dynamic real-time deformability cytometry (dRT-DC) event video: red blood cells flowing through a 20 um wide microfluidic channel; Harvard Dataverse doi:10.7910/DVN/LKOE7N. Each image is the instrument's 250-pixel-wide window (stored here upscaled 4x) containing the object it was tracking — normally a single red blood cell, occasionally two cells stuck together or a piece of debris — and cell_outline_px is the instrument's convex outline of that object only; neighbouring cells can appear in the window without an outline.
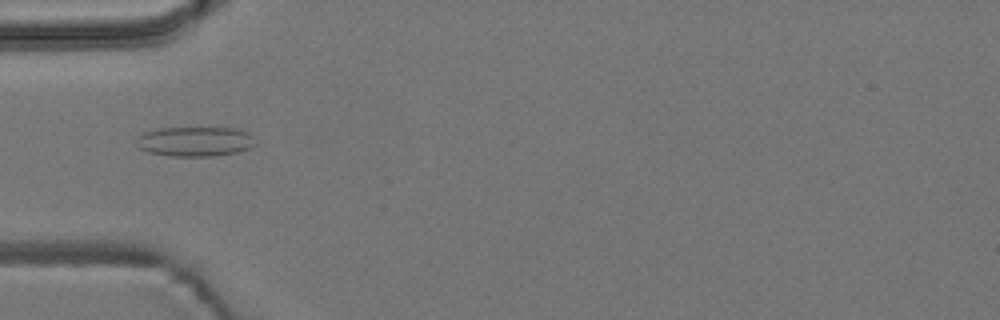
{"species": "common noctule bat (a hibernating species)", "species_latin": "Nyctalus noctula", "temperature_condition": "room temperature", "stored_images_in_passage": 8, "camera_frame_rate_fps": 3000, "um_per_image_px": 0.085, "animal": {"sex": "male", "body_mass_g": 19.2, "forearm_length_mm": 51.8}, "frame": {"image": 1, "passage_image": 5, "time_ms": 1.333, "image_size_px": [1000, 320], "cell_outline_px": [[256, 144], [252, 148], [236, 152], [212, 156], [168, 156], [148, 152], [140, 148], [136, 144], [136, 140], [144, 132], [156, 128], [240, 128], [248, 132], [252, 136]], "centroid_in_image_um": [16.6, 12.02], "position_along_channel_um": 68.4, "area_um2": 20.75}}
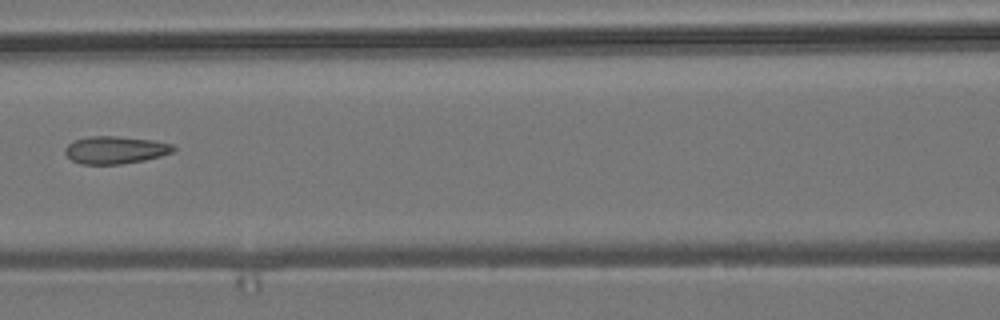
{"frame": {"image": 2, "passage_image": 7, "time_ms": 2.0, "image_size_px": [1000, 320], "cell_outline_px": [[176, 148], [172, 152], [160, 156], [144, 160], [120, 164], [80, 164], [72, 160], [64, 152], [64, 148], [68, 144], [76, 140], [88, 136], [116, 136], [152, 140], [172, 144]], "centroid_in_image_um": [9.78, 12.74], "position_along_channel_um": 156.8, "area_um2": 17.28}}
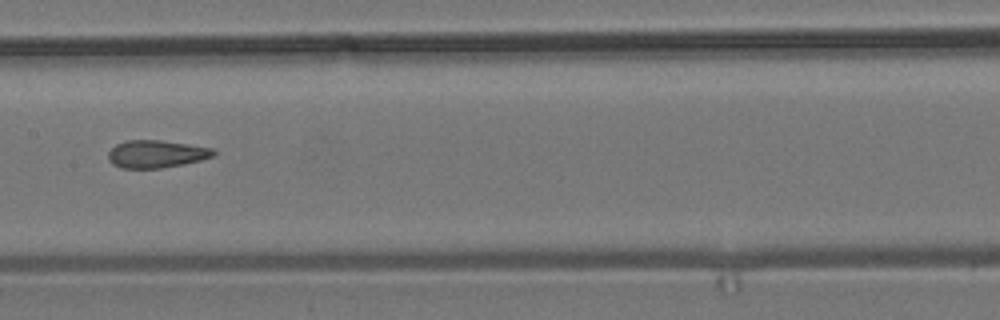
{"frame": {"image": 3, "passage_image": 8, "time_ms": 2.333, "image_size_px": [1000, 320], "cell_outline_px": [[216, 152], [212, 156], [200, 160], [184, 164], [160, 168], [120, 168], [112, 164], [108, 160], [108, 152], [116, 144], [124, 140], [160, 140], [212, 148]], "centroid_in_image_um": [13.23, 13.09], "position_along_channel_um": 194.2, "area_um2": 16.88}}